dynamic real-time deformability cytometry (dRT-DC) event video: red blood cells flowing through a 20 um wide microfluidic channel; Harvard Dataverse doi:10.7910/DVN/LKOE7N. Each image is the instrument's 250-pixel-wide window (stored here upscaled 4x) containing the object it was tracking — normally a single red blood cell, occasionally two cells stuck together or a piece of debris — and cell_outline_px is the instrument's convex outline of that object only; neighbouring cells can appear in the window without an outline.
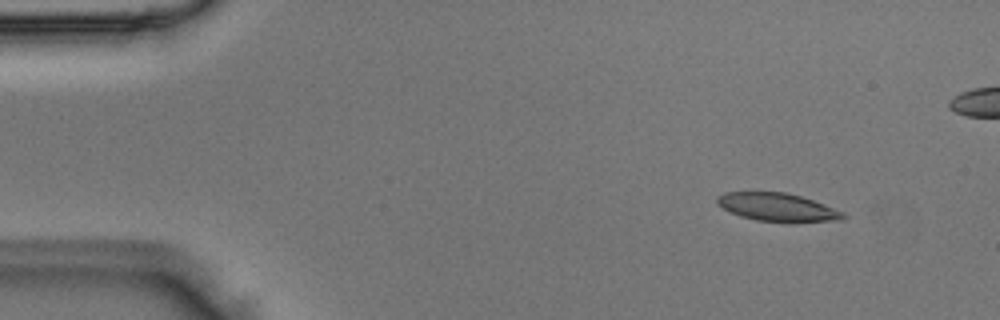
{"species": "Egyptian fruit bat (a non-hibernating species)", "species_latin": "Rousettus aegyptiacus", "temperature_condition": "room temperature", "stored_images_in_passage": 8, "camera_frame_rate_fps": 3000, "um_per_image_px": 0.085, "animal": {"sex": "male"}, "frame": {"image": 1, "passage_image": 2, "time_ms": 0.333, "image_size_px": [1000, 320], "cell_outline_px": [[848, 216], [844, 220], [792, 224], [788, 224], [756, 220], [740, 216], [716, 204], [716, 196], [724, 192], [784, 192], [800, 196], [812, 200], [844, 212]], "centroid_in_image_um": [66.14, 17.65], "position_along_channel_um": 18.9, "area_um2": 21.27}}
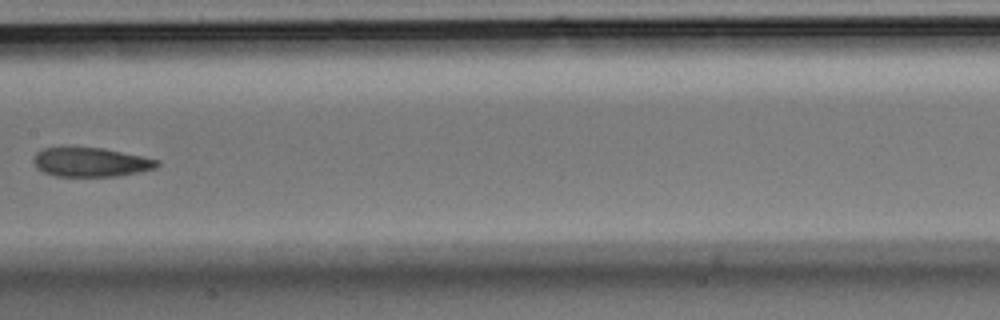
{"frame": {"image": 2, "passage_image": 7, "time_ms": 2.0, "image_size_px": [1000, 320], "cell_outline_px": [[160, 164], [156, 168], [116, 176], [56, 176], [44, 172], [36, 168], [32, 160], [36, 152], [44, 148], [104, 148], [144, 156], [160, 160]], "centroid_in_image_um": [7.73, 13.78], "position_along_channel_um": 199.7, "area_um2": 20.92}}
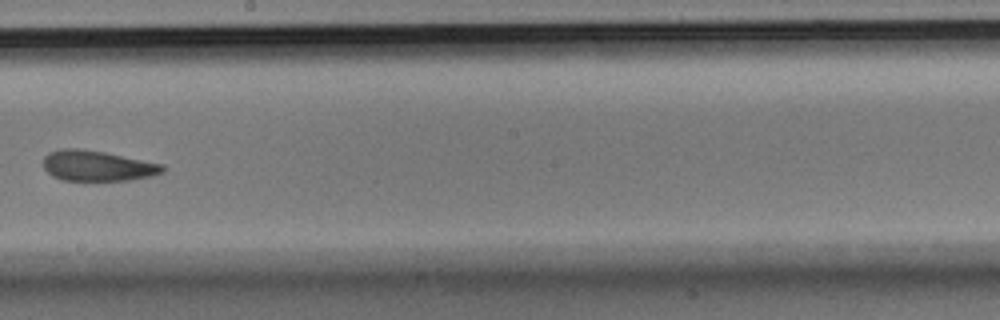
{"frame": {"image": 3, "passage_image": 8, "time_ms": 2.333, "image_size_px": [1000, 320], "cell_outline_px": [[164, 172], [152, 176], [128, 180], [60, 180], [52, 176], [44, 168], [44, 156], [48, 152], [64, 148], [80, 148], [104, 152], [164, 164]], "centroid_in_image_um": [8.27, 14.09], "position_along_channel_um": 239.9, "area_um2": 21.21}}